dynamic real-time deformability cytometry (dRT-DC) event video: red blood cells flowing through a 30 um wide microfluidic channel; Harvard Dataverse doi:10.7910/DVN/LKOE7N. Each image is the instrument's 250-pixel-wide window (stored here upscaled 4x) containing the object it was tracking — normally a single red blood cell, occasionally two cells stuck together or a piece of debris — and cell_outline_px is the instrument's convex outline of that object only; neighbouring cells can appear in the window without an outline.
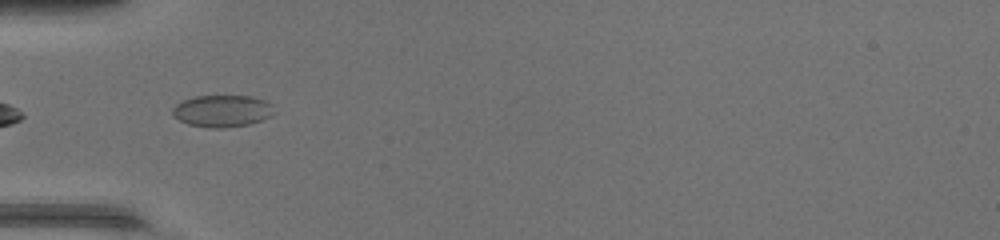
{"species": "common noctule bat (a hibernating species)", "species_latin": "Nyctalus noctula", "temperature_condition": "warm", "stored_images_in_passage": 33, "camera_frame_rate_fps": 3000, "um_per_image_px": 0.085, "animal": {"sex": "female", "body_mass_g": 17.0, "forearm_length_mm": 48.0}, "frame": {"image": 1, "passage_image": 2, "time_ms": 0.333, "image_size_px": [1000, 240], "cell_outline_px": [[276, 112], [260, 120], [248, 124], [224, 128], [208, 128], [188, 124], [172, 116], [172, 108], [176, 104], [192, 96], [252, 96], [264, 100], [272, 104]], "centroid_in_image_um": [18.87, 9.43], "position_along_channel_um": 66.1, "area_um2": 18.96}}
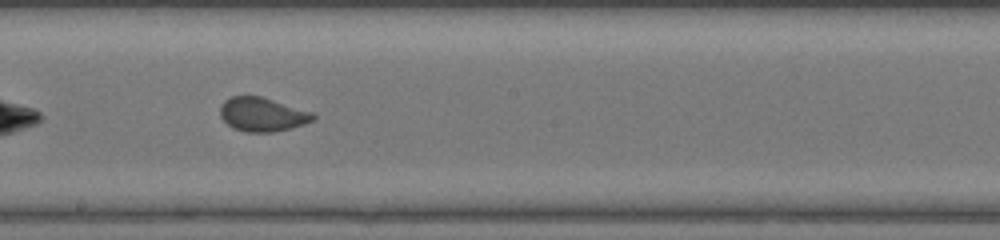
{"frame": {"image": 2, "passage_image": 13, "time_ms": 4.0, "image_size_px": [1000, 240], "cell_outline_px": [[316, 116], [312, 120], [304, 124], [272, 132], [244, 132], [232, 128], [220, 116], [220, 104], [224, 100], [232, 96], [260, 96], [312, 112]], "centroid_in_image_um": [22.25, 9.73], "position_along_channel_um": 226.0, "area_um2": 18.21}}
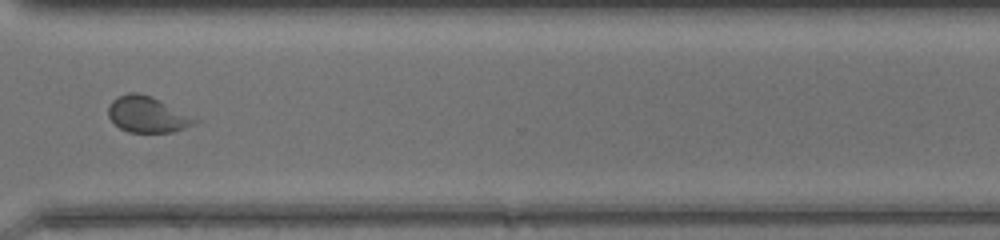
{"frame": {"image": 3, "passage_image": 22, "time_ms": 7.0, "image_size_px": [1000, 240], "cell_outline_px": [[200, 120], [196, 124], [172, 132], [128, 132], [120, 128], [108, 116], [108, 104], [116, 96], [128, 92], [140, 92], [152, 96]], "centroid_in_image_um": [12.51, 9.71], "position_along_channel_um": 358.1, "area_um2": 18.26}, "authors_computed_cell_mechanics": {"area_um2": 18.6116, "velocity_mm_per_s": 4.4045, "shape_relaxation_time_tau1_ms": 7.1414, "shape_relaxation_time_tau2_ms": null, "deformation_change_tau1": 0.1193, "deformation_change_tau2": null}}